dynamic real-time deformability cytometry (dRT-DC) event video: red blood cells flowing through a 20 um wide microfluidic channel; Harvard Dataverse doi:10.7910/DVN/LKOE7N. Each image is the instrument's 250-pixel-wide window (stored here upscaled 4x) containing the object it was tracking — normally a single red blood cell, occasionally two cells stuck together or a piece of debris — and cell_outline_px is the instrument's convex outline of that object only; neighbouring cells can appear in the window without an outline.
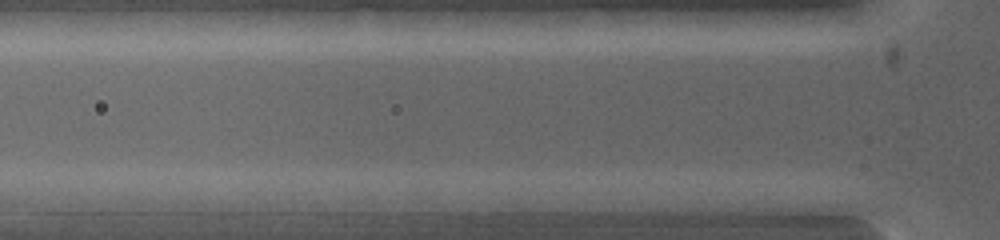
{"species": "common noctule bat (a hibernating species)", "species_latin": "Nyctalus noctula", "temperature_condition": "warm", "stored_images_in_passage": 2, "camera_frame_rate_fps": 5000, "um_per_image_px": 0.085, "animal": {"sex": "female", "body_mass_g": 19.0, "forearm_length_mm": 53.3}, "frame": {"image": 1, "passage_image": 2, "time_ms": 0.2, "image_size_px": [1000, 240], "cell_outline_px": [[788, 200], [780, 216], [648, 208], [628, 200], [672, 192], [764, 192]], "centroid_in_image_um": [60.96, 17.21], "position_along_channel_um": 64.8, "area_um2": 19.77}}